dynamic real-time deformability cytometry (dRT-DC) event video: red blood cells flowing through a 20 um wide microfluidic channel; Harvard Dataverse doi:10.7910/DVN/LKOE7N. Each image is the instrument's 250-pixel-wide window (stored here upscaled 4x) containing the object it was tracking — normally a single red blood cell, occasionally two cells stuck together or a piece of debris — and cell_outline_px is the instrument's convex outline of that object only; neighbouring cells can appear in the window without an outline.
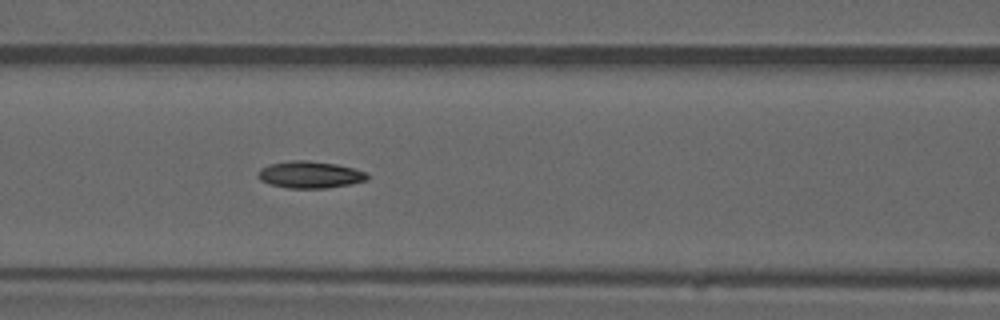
{"species": "common noctule bat (a hibernating species)", "species_latin": "Nyctalus noctula", "temperature_condition": "warm", "stored_images_in_passage": 42, "camera_frame_rate_fps": 3000, "um_per_image_px": 0.085, "animal": {"sex": "male", "forearm_length_mm": 52.5}, "frame": {"image": 1, "passage_image": 13, "time_ms": 4.0, "image_size_px": [1000, 320], "cell_outline_px": [[368, 180], [328, 188], [288, 188], [268, 184], [260, 180], [256, 176], [256, 172], [260, 168], [268, 164], [292, 160], [308, 160], [336, 164], [368, 172]], "centroid_in_image_um": [26.29, 14.84], "position_along_channel_um": 140.3, "area_um2": 17.34}, "authors_computed_cell_mechanics": {"area_um2": 16.3285, "velocity_mm_per_s": 3.9907, "shape_relaxation_time_tau1_ms": null, "shape_relaxation_time_tau2_ms": 5.7969, "deformation_change_tau1": null, "deformation_change_tau2": 0.1206}}